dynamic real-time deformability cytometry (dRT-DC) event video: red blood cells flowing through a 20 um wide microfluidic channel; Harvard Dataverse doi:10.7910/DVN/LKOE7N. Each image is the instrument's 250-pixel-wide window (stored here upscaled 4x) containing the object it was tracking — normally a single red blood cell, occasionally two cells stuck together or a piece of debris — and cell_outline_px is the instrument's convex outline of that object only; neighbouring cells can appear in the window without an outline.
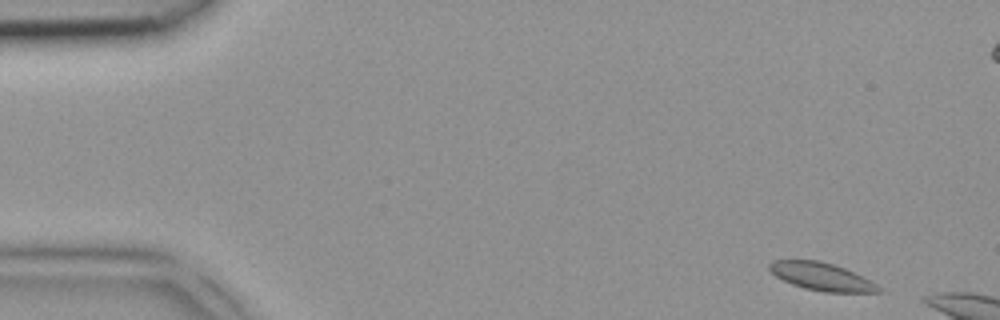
{"species": "common noctule bat (a hibernating species)", "species_latin": "Nyctalus noctula", "temperature_condition": "room temperature", "stored_images_in_passage": 3, "camera_frame_rate_fps": 3000, "um_per_image_px": 0.085, "animal": {"sex": "female", "body_mass_g": 18.4}, "frame": {"image": 1, "passage_image": 1, "time_ms": 0.0, "image_size_px": [1000, 320], "cell_outline_px": [[884, 292], [824, 292], [804, 288], [792, 284], [776, 276], [768, 268], [768, 264], [772, 260], [820, 260], [844, 268], [876, 284]], "centroid_in_image_um": [69.79, 23.5], "position_along_channel_um": 15.2, "area_um2": 17.4}}